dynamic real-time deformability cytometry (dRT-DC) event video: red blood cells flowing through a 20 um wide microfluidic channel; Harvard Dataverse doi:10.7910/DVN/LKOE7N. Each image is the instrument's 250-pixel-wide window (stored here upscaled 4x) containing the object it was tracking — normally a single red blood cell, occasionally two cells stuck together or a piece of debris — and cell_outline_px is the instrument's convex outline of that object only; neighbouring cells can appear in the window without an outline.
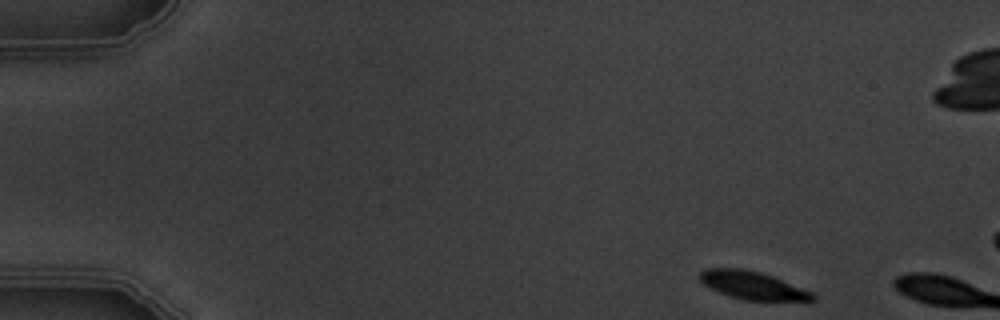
{"species": "common noctule bat (a hibernating species)", "species_latin": "Nyctalus noctula", "temperature_condition": "warm", "stored_images_in_passage": 2, "camera_frame_rate_fps": 3000, "um_per_image_px": 0.085, "animal": {"sex": "male", "body_mass_g": 19.5, "forearm_length_mm": 54.6}, "frame": {"image": 1, "passage_image": 1, "time_ms": 0.0, "image_size_px": [1000, 320], "cell_outline_px": [[816, 300], [808, 304], [744, 300], [728, 296], [708, 288], [696, 276], [704, 268], [744, 268], [760, 272], [772, 276], [812, 292], [816, 296]], "centroid_in_image_um": [64.06, 24.31], "position_along_channel_um": 20.9, "area_um2": 19.48}}